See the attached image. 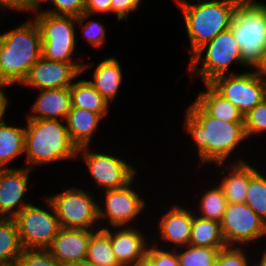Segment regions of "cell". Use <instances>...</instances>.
<instances>
[{
	"label": "cell",
	"instance_id": "6da1fadb",
	"mask_svg": "<svg viewBox=\"0 0 266 266\" xmlns=\"http://www.w3.org/2000/svg\"><path fill=\"white\" fill-rule=\"evenodd\" d=\"M192 99L193 102L190 101L183 110L184 118L181 125H183L184 130L182 132L185 133L186 139L187 135L189 139L187 145L190 148L187 146L188 148L185 150L194 151L192 154L196 153L194 158L197 156L196 159H198L193 160L195 163L194 171L201 169L203 172L208 166L216 163L243 162L254 158V154H251L252 152L256 153V151L254 148L252 149L247 140L244 123L218 120L210 116L194 98ZM248 151L252 152L248 154ZM248 157L249 159H247Z\"/></svg>",
	"mask_w": 266,
	"mask_h": 266
},
{
	"label": "cell",
	"instance_id": "7a4b0ae2",
	"mask_svg": "<svg viewBox=\"0 0 266 266\" xmlns=\"http://www.w3.org/2000/svg\"><path fill=\"white\" fill-rule=\"evenodd\" d=\"M23 120H26L25 155L20 167L36 171L41 166L53 167L58 163L59 167L63 162L77 160L78 148L72 143L64 120Z\"/></svg>",
	"mask_w": 266,
	"mask_h": 266
},
{
	"label": "cell",
	"instance_id": "3957f363",
	"mask_svg": "<svg viewBox=\"0 0 266 266\" xmlns=\"http://www.w3.org/2000/svg\"><path fill=\"white\" fill-rule=\"evenodd\" d=\"M29 16L16 27L0 32V83L7 86L21 85L42 56L41 33Z\"/></svg>",
	"mask_w": 266,
	"mask_h": 266
},
{
	"label": "cell",
	"instance_id": "277c9868",
	"mask_svg": "<svg viewBox=\"0 0 266 266\" xmlns=\"http://www.w3.org/2000/svg\"><path fill=\"white\" fill-rule=\"evenodd\" d=\"M241 0H177L189 46V58L205 43L231 26L235 9ZM189 53V54H188Z\"/></svg>",
	"mask_w": 266,
	"mask_h": 266
},
{
	"label": "cell",
	"instance_id": "5b68a950",
	"mask_svg": "<svg viewBox=\"0 0 266 266\" xmlns=\"http://www.w3.org/2000/svg\"><path fill=\"white\" fill-rule=\"evenodd\" d=\"M137 177L138 174L123 187L108 189L98 193V219L101 229L140 225L151 226L149 224L148 213L152 212L151 210L149 212V207L153 210L155 208L148 204L147 198H145L146 195H144L145 191L142 193V190L139 188L140 184L141 187L144 185L137 181L139 180ZM147 219L148 222L146 221Z\"/></svg>",
	"mask_w": 266,
	"mask_h": 266
},
{
	"label": "cell",
	"instance_id": "8992f818",
	"mask_svg": "<svg viewBox=\"0 0 266 266\" xmlns=\"http://www.w3.org/2000/svg\"><path fill=\"white\" fill-rule=\"evenodd\" d=\"M237 67H242L244 71L249 69L243 63L241 48L228 28L205 43L189 58L184 73L190 77L191 82L198 78L203 83H209L220 75L243 72L242 68H239V71Z\"/></svg>",
	"mask_w": 266,
	"mask_h": 266
},
{
	"label": "cell",
	"instance_id": "52a82bcc",
	"mask_svg": "<svg viewBox=\"0 0 266 266\" xmlns=\"http://www.w3.org/2000/svg\"><path fill=\"white\" fill-rule=\"evenodd\" d=\"M96 146H98L97 149L94 146H85L77 151V162L83 163L82 169L85 167V174L88 172L89 175L88 179L85 177V182L83 181L86 184L79 183L80 185L89 186L88 189L99 193L104 190L123 187L137 174L141 177L138 170L140 168L136 166L138 163L134 164L133 162L132 164L131 158L127 160V157L122 156L123 152H120V154L118 153L120 150L111 151L109 148L106 150V147L100 150L99 145ZM78 159H81V161ZM86 180L89 181L86 182ZM89 182L92 185H89Z\"/></svg>",
	"mask_w": 266,
	"mask_h": 266
},
{
	"label": "cell",
	"instance_id": "ba28073f",
	"mask_svg": "<svg viewBox=\"0 0 266 266\" xmlns=\"http://www.w3.org/2000/svg\"><path fill=\"white\" fill-rule=\"evenodd\" d=\"M265 0H241L232 18L230 30L241 48L243 63L249 68L259 62L266 51Z\"/></svg>",
	"mask_w": 266,
	"mask_h": 266
},
{
	"label": "cell",
	"instance_id": "9c48e42d",
	"mask_svg": "<svg viewBox=\"0 0 266 266\" xmlns=\"http://www.w3.org/2000/svg\"><path fill=\"white\" fill-rule=\"evenodd\" d=\"M29 15L37 23L42 40V56L50 61L85 62L79 54V33L76 30L77 17L51 15L32 10ZM78 37V38H77ZM79 40V41H78ZM77 56V57H76Z\"/></svg>",
	"mask_w": 266,
	"mask_h": 266
},
{
	"label": "cell",
	"instance_id": "30bf717a",
	"mask_svg": "<svg viewBox=\"0 0 266 266\" xmlns=\"http://www.w3.org/2000/svg\"><path fill=\"white\" fill-rule=\"evenodd\" d=\"M77 184L71 182L72 187L63 186L61 192L45 196L53 205L61 227L97 230L100 228L98 194Z\"/></svg>",
	"mask_w": 266,
	"mask_h": 266
},
{
	"label": "cell",
	"instance_id": "8fae6325",
	"mask_svg": "<svg viewBox=\"0 0 266 266\" xmlns=\"http://www.w3.org/2000/svg\"><path fill=\"white\" fill-rule=\"evenodd\" d=\"M39 201L42 205L33 201L13 218L23 249H48L61 229L54 207L48 198L43 195Z\"/></svg>",
	"mask_w": 266,
	"mask_h": 266
},
{
	"label": "cell",
	"instance_id": "7c38bea8",
	"mask_svg": "<svg viewBox=\"0 0 266 266\" xmlns=\"http://www.w3.org/2000/svg\"><path fill=\"white\" fill-rule=\"evenodd\" d=\"M220 224L228 246H265L266 223L246 203H228Z\"/></svg>",
	"mask_w": 266,
	"mask_h": 266
},
{
	"label": "cell",
	"instance_id": "4fadbf2b",
	"mask_svg": "<svg viewBox=\"0 0 266 266\" xmlns=\"http://www.w3.org/2000/svg\"><path fill=\"white\" fill-rule=\"evenodd\" d=\"M171 203V206H163L162 210H159L161 214L158 212V217L153 216V219H157L156 222L153 223L152 217L149 219L152 230L151 242L162 248L176 249L189 245L193 209L189 200L177 199L175 203Z\"/></svg>",
	"mask_w": 266,
	"mask_h": 266
},
{
	"label": "cell",
	"instance_id": "5bb4252c",
	"mask_svg": "<svg viewBox=\"0 0 266 266\" xmlns=\"http://www.w3.org/2000/svg\"><path fill=\"white\" fill-rule=\"evenodd\" d=\"M209 84L232 102L243 116L265 98L264 81L253 69L217 76Z\"/></svg>",
	"mask_w": 266,
	"mask_h": 266
},
{
	"label": "cell",
	"instance_id": "9a60e30c",
	"mask_svg": "<svg viewBox=\"0 0 266 266\" xmlns=\"http://www.w3.org/2000/svg\"><path fill=\"white\" fill-rule=\"evenodd\" d=\"M83 64L84 62L50 61L41 56L19 87L34 89V93L37 90L70 87L82 74Z\"/></svg>",
	"mask_w": 266,
	"mask_h": 266
},
{
	"label": "cell",
	"instance_id": "2e32d148",
	"mask_svg": "<svg viewBox=\"0 0 266 266\" xmlns=\"http://www.w3.org/2000/svg\"><path fill=\"white\" fill-rule=\"evenodd\" d=\"M34 172L19 166L13 169H0V218H14L33 200L36 201L27 195L32 192L30 180H33Z\"/></svg>",
	"mask_w": 266,
	"mask_h": 266
},
{
	"label": "cell",
	"instance_id": "e0dca14e",
	"mask_svg": "<svg viewBox=\"0 0 266 266\" xmlns=\"http://www.w3.org/2000/svg\"><path fill=\"white\" fill-rule=\"evenodd\" d=\"M255 158L243 162L216 163L209 166L204 171L206 173L201 175L207 174L210 168L209 172L212 171L210 175L217 173L210 178L215 177L214 179L222 188L228 203H245L250 178L260 169L259 167H265L262 166L265 165L262 164V161L259 163Z\"/></svg>",
	"mask_w": 266,
	"mask_h": 266
},
{
	"label": "cell",
	"instance_id": "ac0fdd59",
	"mask_svg": "<svg viewBox=\"0 0 266 266\" xmlns=\"http://www.w3.org/2000/svg\"><path fill=\"white\" fill-rule=\"evenodd\" d=\"M145 226L110 228L111 247L120 266H142L151 242V228Z\"/></svg>",
	"mask_w": 266,
	"mask_h": 266
},
{
	"label": "cell",
	"instance_id": "d6986e66",
	"mask_svg": "<svg viewBox=\"0 0 266 266\" xmlns=\"http://www.w3.org/2000/svg\"><path fill=\"white\" fill-rule=\"evenodd\" d=\"M115 56L109 55V57L104 59L101 58L102 60H98L96 63L94 61L86 63L85 59L82 67L83 75H86L88 70H92L89 73L90 76L88 77L90 78L88 80L112 107L113 104H115L118 96L121 95L119 92L122 91L121 87L125 82L124 78H128L125 77V72L123 71L124 69H122L123 65L121 64V61L119 58H117V55Z\"/></svg>",
	"mask_w": 266,
	"mask_h": 266
},
{
	"label": "cell",
	"instance_id": "ffe728a7",
	"mask_svg": "<svg viewBox=\"0 0 266 266\" xmlns=\"http://www.w3.org/2000/svg\"><path fill=\"white\" fill-rule=\"evenodd\" d=\"M94 231L61 227L47 250L64 266L86 260L90 236Z\"/></svg>",
	"mask_w": 266,
	"mask_h": 266
},
{
	"label": "cell",
	"instance_id": "44dd1931",
	"mask_svg": "<svg viewBox=\"0 0 266 266\" xmlns=\"http://www.w3.org/2000/svg\"><path fill=\"white\" fill-rule=\"evenodd\" d=\"M25 119L64 120L71 109L70 87L37 90Z\"/></svg>",
	"mask_w": 266,
	"mask_h": 266
},
{
	"label": "cell",
	"instance_id": "7402d4cb",
	"mask_svg": "<svg viewBox=\"0 0 266 266\" xmlns=\"http://www.w3.org/2000/svg\"><path fill=\"white\" fill-rule=\"evenodd\" d=\"M203 177V179H205L206 181L199 179V184L201 185L200 188L202 189H200V191L198 188L196 189L198 183H195L196 186L194 187V192L196 193L195 190H198L197 192H199L200 194L196 193L195 195H193V193H191L192 195L189 194L190 198L184 199H190V201L192 200V204L190 206L192 207L194 214L202 218L220 222L228 206V201L226 200L222 188L216 181H214V179L208 181V178L210 179L209 175H205ZM202 181H204V183ZM201 183L204 184V186Z\"/></svg>",
	"mask_w": 266,
	"mask_h": 266
},
{
	"label": "cell",
	"instance_id": "603a6c76",
	"mask_svg": "<svg viewBox=\"0 0 266 266\" xmlns=\"http://www.w3.org/2000/svg\"><path fill=\"white\" fill-rule=\"evenodd\" d=\"M102 120L104 121L98 113L71 107L65 122L72 143L78 149L85 146H94L95 142L93 140L96 135H99L98 129L103 123Z\"/></svg>",
	"mask_w": 266,
	"mask_h": 266
},
{
	"label": "cell",
	"instance_id": "cb8c5ba5",
	"mask_svg": "<svg viewBox=\"0 0 266 266\" xmlns=\"http://www.w3.org/2000/svg\"><path fill=\"white\" fill-rule=\"evenodd\" d=\"M13 119H10V123L6 117L0 121V169L18 168L10 164L25 155V123L14 125Z\"/></svg>",
	"mask_w": 266,
	"mask_h": 266
},
{
	"label": "cell",
	"instance_id": "d4e9b609",
	"mask_svg": "<svg viewBox=\"0 0 266 266\" xmlns=\"http://www.w3.org/2000/svg\"><path fill=\"white\" fill-rule=\"evenodd\" d=\"M195 92V101L212 117L231 123H244V116L228 99L220 95L209 83ZM204 88V89H203Z\"/></svg>",
	"mask_w": 266,
	"mask_h": 266
},
{
	"label": "cell",
	"instance_id": "484cf974",
	"mask_svg": "<svg viewBox=\"0 0 266 266\" xmlns=\"http://www.w3.org/2000/svg\"><path fill=\"white\" fill-rule=\"evenodd\" d=\"M83 77V78H82ZM71 107L82 108L98 113L104 120L110 115V104L101 96L88 80L81 74L70 86Z\"/></svg>",
	"mask_w": 266,
	"mask_h": 266
},
{
	"label": "cell",
	"instance_id": "4316f807",
	"mask_svg": "<svg viewBox=\"0 0 266 266\" xmlns=\"http://www.w3.org/2000/svg\"><path fill=\"white\" fill-rule=\"evenodd\" d=\"M189 245L197 247L223 248L226 245L221 224L216 220L202 218L193 211Z\"/></svg>",
	"mask_w": 266,
	"mask_h": 266
},
{
	"label": "cell",
	"instance_id": "83f0119b",
	"mask_svg": "<svg viewBox=\"0 0 266 266\" xmlns=\"http://www.w3.org/2000/svg\"><path fill=\"white\" fill-rule=\"evenodd\" d=\"M23 252L18 228L13 218H0V266L16 265Z\"/></svg>",
	"mask_w": 266,
	"mask_h": 266
},
{
	"label": "cell",
	"instance_id": "f1b7e54d",
	"mask_svg": "<svg viewBox=\"0 0 266 266\" xmlns=\"http://www.w3.org/2000/svg\"><path fill=\"white\" fill-rule=\"evenodd\" d=\"M86 260L96 266H120L111 247L110 228H99L91 234Z\"/></svg>",
	"mask_w": 266,
	"mask_h": 266
},
{
	"label": "cell",
	"instance_id": "f546056e",
	"mask_svg": "<svg viewBox=\"0 0 266 266\" xmlns=\"http://www.w3.org/2000/svg\"><path fill=\"white\" fill-rule=\"evenodd\" d=\"M95 15L84 12L81 16L77 17L76 30H80V35L83 41L93 49L105 48L107 45L108 25L101 19H94ZM94 19V20H93ZM104 22V23H103Z\"/></svg>",
	"mask_w": 266,
	"mask_h": 266
},
{
	"label": "cell",
	"instance_id": "4dcf8cb0",
	"mask_svg": "<svg viewBox=\"0 0 266 266\" xmlns=\"http://www.w3.org/2000/svg\"><path fill=\"white\" fill-rule=\"evenodd\" d=\"M245 203L266 223V169L260 167L250 178Z\"/></svg>",
	"mask_w": 266,
	"mask_h": 266
},
{
	"label": "cell",
	"instance_id": "1f68e13d",
	"mask_svg": "<svg viewBox=\"0 0 266 266\" xmlns=\"http://www.w3.org/2000/svg\"><path fill=\"white\" fill-rule=\"evenodd\" d=\"M221 248L187 245L176 248L180 266H214Z\"/></svg>",
	"mask_w": 266,
	"mask_h": 266
},
{
	"label": "cell",
	"instance_id": "d6a6232c",
	"mask_svg": "<svg viewBox=\"0 0 266 266\" xmlns=\"http://www.w3.org/2000/svg\"><path fill=\"white\" fill-rule=\"evenodd\" d=\"M244 129L250 145H257L255 138L266 137V98L244 115Z\"/></svg>",
	"mask_w": 266,
	"mask_h": 266
},
{
	"label": "cell",
	"instance_id": "836d02e7",
	"mask_svg": "<svg viewBox=\"0 0 266 266\" xmlns=\"http://www.w3.org/2000/svg\"><path fill=\"white\" fill-rule=\"evenodd\" d=\"M255 252L256 249L248 246L227 245L219 250L214 266H252Z\"/></svg>",
	"mask_w": 266,
	"mask_h": 266
},
{
	"label": "cell",
	"instance_id": "e575fe53",
	"mask_svg": "<svg viewBox=\"0 0 266 266\" xmlns=\"http://www.w3.org/2000/svg\"><path fill=\"white\" fill-rule=\"evenodd\" d=\"M85 2L86 0H41L33 10L51 15L79 17L85 11Z\"/></svg>",
	"mask_w": 266,
	"mask_h": 266
},
{
	"label": "cell",
	"instance_id": "d590c367",
	"mask_svg": "<svg viewBox=\"0 0 266 266\" xmlns=\"http://www.w3.org/2000/svg\"><path fill=\"white\" fill-rule=\"evenodd\" d=\"M142 266H180L176 249L162 248L150 242Z\"/></svg>",
	"mask_w": 266,
	"mask_h": 266
},
{
	"label": "cell",
	"instance_id": "8d00e7d4",
	"mask_svg": "<svg viewBox=\"0 0 266 266\" xmlns=\"http://www.w3.org/2000/svg\"><path fill=\"white\" fill-rule=\"evenodd\" d=\"M16 266H64L47 249H23Z\"/></svg>",
	"mask_w": 266,
	"mask_h": 266
},
{
	"label": "cell",
	"instance_id": "74e56055",
	"mask_svg": "<svg viewBox=\"0 0 266 266\" xmlns=\"http://www.w3.org/2000/svg\"><path fill=\"white\" fill-rule=\"evenodd\" d=\"M143 0H111V16L114 15L115 23L122 22V20L127 21L131 15H134L133 12H138L139 9H142Z\"/></svg>",
	"mask_w": 266,
	"mask_h": 266
},
{
	"label": "cell",
	"instance_id": "f35d334b",
	"mask_svg": "<svg viewBox=\"0 0 266 266\" xmlns=\"http://www.w3.org/2000/svg\"><path fill=\"white\" fill-rule=\"evenodd\" d=\"M86 13L104 18L111 14V0H86L85 11Z\"/></svg>",
	"mask_w": 266,
	"mask_h": 266
},
{
	"label": "cell",
	"instance_id": "ab89813d",
	"mask_svg": "<svg viewBox=\"0 0 266 266\" xmlns=\"http://www.w3.org/2000/svg\"><path fill=\"white\" fill-rule=\"evenodd\" d=\"M10 87L0 83V121L3 120L5 117H7L8 115V109L11 106L10 103H12L9 97H11L10 95L7 94V90ZM7 89V90H6Z\"/></svg>",
	"mask_w": 266,
	"mask_h": 266
},
{
	"label": "cell",
	"instance_id": "60d3db41",
	"mask_svg": "<svg viewBox=\"0 0 266 266\" xmlns=\"http://www.w3.org/2000/svg\"><path fill=\"white\" fill-rule=\"evenodd\" d=\"M0 4L12 13L24 14L25 15V0H0Z\"/></svg>",
	"mask_w": 266,
	"mask_h": 266
},
{
	"label": "cell",
	"instance_id": "b9f144b4",
	"mask_svg": "<svg viewBox=\"0 0 266 266\" xmlns=\"http://www.w3.org/2000/svg\"><path fill=\"white\" fill-rule=\"evenodd\" d=\"M253 70L263 81L266 80V51L263 53L259 62L253 67Z\"/></svg>",
	"mask_w": 266,
	"mask_h": 266
},
{
	"label": "cell",
	"instance_id": "7bdbcfd3",
	"mask_svg": "<svg viewBox=\"0 0 266 266\" xmlns=\"http://www.w3.org/2000/svg\"><path fill=\"white\" fill-rule=\"evenodd\" d=\"M252 266H266V254L262 250H256L252 260Z\"/></svg>",
	"mask_w": 266,
	"mask_h": 266
},
{
	"label": "cell",
	"instance_id": "ee69618b",
	"mask_svg": "<svg viewBox=\"0 0 266 266\" xmlns=\"http://www.w3.org/2000/svg\"><path fill=\"white\" fill-rule=\"evenodd\" d=\"M40 1L41 0H25V15H28Z\"/></svg>",
	"mask_w": 266,
	"mask_h": 266
},
{
	"label": "cell",
	"instance_id": "f6af8a7d",
	"mask_svg": "<svg viewBox=\"0 0 266 266\" xmlns=\"http://www.w3.org/2000/svg\"><path fill=\"white\" fill-rule=\"evenodd\" d=\"M65 266H96V265L87 260H83V261L71 262L70 264Z\"/></svg>",
	"mask_w": 266,
	"mask_h": 266
},
{
	"label": "cell",
	"instance_id": "bcb514c9",
	"mask_svg": "<svg viewBox=\"0 0 266 266\" xmlns=\"http://www.w3.org/2000/svg\"><path fill=\"white\" fill-rule=\"evenodd\" d=\"M9 11L8 10H6L1 4H0V14H1V16H0V22H1V20H4V19H2L3 17H2V15L3 14H5L6 13V17H7V13H8Z\"/></svg>",
	"mask_w": 266,
	"mask_h": 266
},
{
	"label": "cell",
	"instance_id": "7dc6e473",
	"mask_svg": "<svg viewBox=\"0 0 266 266\" xmlns=\"http://www.w3.org/2000/svg\"><path fill=\"white\" fill-rule=\"evenodd\" d=\"M261 250L266 254V244Z\"/></svg>",
	"mask_w": 266,
	"mask_h": 266
},
{
	"label": "cell",
	"instance_id": "c3c4849f",
	"mask_svg": "<svg viewBox=\"0 0 266 266\" xmlns=\"http://www.w3.org/2000/svg\"><path fill=\"white\" fill-rule=\"evenodd\" d=\"M265 84V98H266V80L264 81Z\"/></svg>",
	"mask_w": 266,
	"mask_h": 266
}]
</instances>
